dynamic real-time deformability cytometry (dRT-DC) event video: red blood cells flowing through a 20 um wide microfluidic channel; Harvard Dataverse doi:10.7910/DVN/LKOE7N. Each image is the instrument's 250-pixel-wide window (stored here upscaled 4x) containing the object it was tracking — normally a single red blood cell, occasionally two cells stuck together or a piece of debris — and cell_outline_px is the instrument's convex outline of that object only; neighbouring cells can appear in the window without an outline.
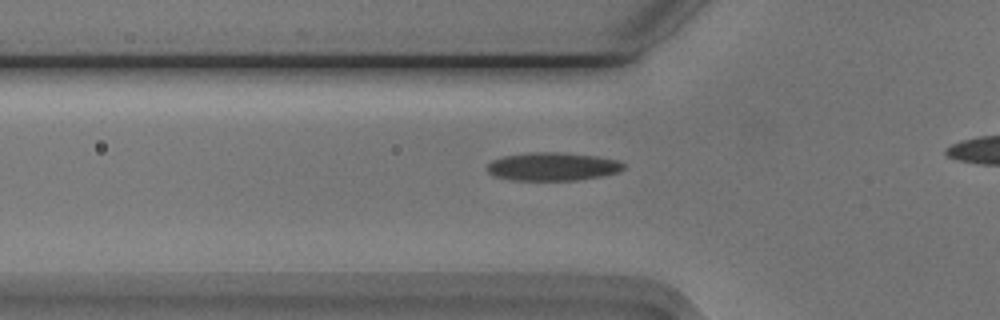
{"species": "Egyptian fruit bat (a non-hibernating species)", "species_latin": "Rousettus aegyptiacus", "temperature_condition": "cold", "stored_images_in_passage": 31, "camera_frame_rate_fps": 3000, "um_per_image_px": 0.085, "animal": {"sex": "male"}, "frame": {"image": 1, "passage_image": 5, "time_ms": 1.333, "image_size_px": [1000, 320], "cell_outline_px": [[624, 168], [620, 172], [604, 176], [576, 180], [512, 180], [496, 176], [488, 172], [488, 164], [492, 160], [504, 156], [528, 152], [560, 152], [596, 156], [616, 160], [624, 164]], "centroid_in_image_um": [46.99, 14.15], "position_along_channel_um": 78.8, "area_um2": 22.43}}
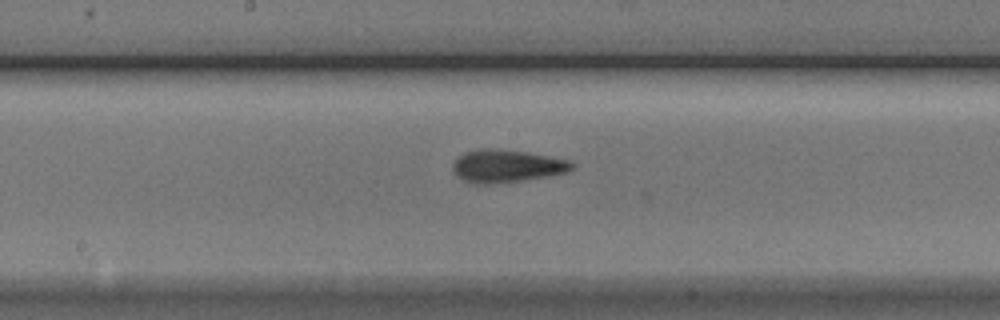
{"frame": {"image": 2, "passage_image": 15, "time_ms": 4.667, "image_size_px": [1000, 320], "cell_outline_px": [[576, 164], [568, 172], [548, 176], [520, 180], [488, 184], [476, 184], [464, 180], [456, 176], [452, 168], [452, 164], [464, 152], [480, 148], [496, 148], [528, 152], [568, 160]], "centroid_in_image_um": [43.05, 14.1], "position_along_channel_um": 205.1, "area_um2": 22.66}}
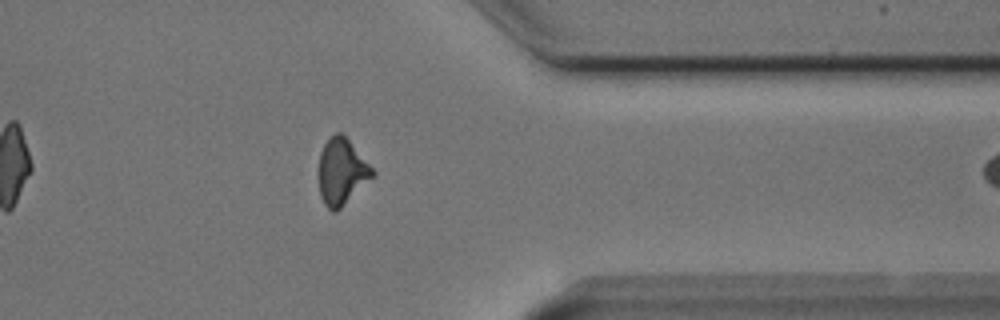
{"frame": {"image": 3, "passage_image": 30, "time_ms": 9.667, "image_size_px": [1000, 320], "cell_outline_px": [[376, 172], [336, 212], [332, 212], [324, 204], [320, 196], [320, 152], [324, 144], [336, 132], [344, 132]], "centroid_in_image_um": [29.05, 14.55], "position_along_channel_um": 382.4, "area_um2": 20.4}}